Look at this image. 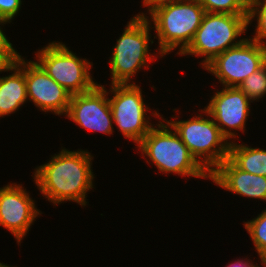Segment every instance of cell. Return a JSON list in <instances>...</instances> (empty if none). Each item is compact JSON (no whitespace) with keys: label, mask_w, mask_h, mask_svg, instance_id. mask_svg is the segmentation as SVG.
<instances>
[{"label":"cell","mask_w":266,"mask_h":267,"mask_svg":"<svg viewBox=\"0 0 266 267\" xmlns=\"http://www.w3.org/2000/svg\"><path fill=\"white\" fill-rule=\"evenodd\" d=\"M238 88L253 103L266 95V63L253 74L249 75Z\"/></svg>","instance_id":"d6986e66"},{"label":"cell","mask_w":266,"mask_h":267,"mask_svg":"<svg viewBox=\"0 0 266 267\" xmlns=\"http://www.w3.org/2000/svg\"><path fill=\"white\" fill-rule=\"evenodd\" d=\"M25 80L28 101L40 111L58 116L66 115L72 95L51 78L33 60H25Z\"/></svg>","instance_id":"4fadbf2b"},{"label":"cell","mask_w":266,"mask_h":267,"mask_svg":"<svg viewBox=\"0 0 266 267\" xmlns=\"http://www.w3.org/2000/svg\"><path fill=\"white\" fill-rule=\"evenodd\" d=\"M27 101L25 58L21 56L9 75L0 76V118L15 113Z\"/></svg>","instance_id":"9a60e30c"},{"label":"cell","mask_w":266,"mask_h":267,"mask_svg":"<svg viewBox=\"0 0 266 267\" xmlns=\"http://www.w3.org/2000/svg\"><path fill=\"white\" fill-rule=\"evenodd\" d=\"M247 19L248 26H251L254 19L257 22V25L255 24V34L249 36V38L266 46V0H250Z\"/></svg>","instance_id":"ac0fdd59"},{"label":"cell","mask_w":266,"mask_h":267,"mask_svg":"<svg viewBox=\"0 0 266 267\" xmlns=\"http://www.w3.org/2000/svg\"><path fill=\"white\" fill-rule=\"evenodd\" d=\"M0 267H16V266H12V265H7V264H4V263H1L0 262Z\"/></svg>","instance_id":"484cf974"},{"label":"cell","mask_w":266,"mask_h":267,"mask_svg":"<svg viewBox=\"0 0 266 267\" xmlns=\"http://www.w3.org/2000/svg\"><path fill=\"white\" fill-rule=\"evenodd\" d=\"M221 87L220 91L213 93L204 108L211 115L221 133L231 142L236 138L238 140V131L245 132L252 102L238 87Z\"/></svg>","instance_id":"7c38bea8"},{"label":"cell","mask_w":266,"mask_h":267,"mask_svg":"<svg viewBox=\"0 0 266 267\" xmlns=\"http://www.w3.org/2000/svg\"><path fill=\"white\" fill-rule=\"evenodd\" d=\"M22 184L8 183L0 188V226L7 229L18 246L34 221L43 214Z\"/></svg>","instance_id":"30bf717a"},{"label":"cell","mask_w":266,"mask_h":267,"mask_svg":"<svg viewBox=\"0 0 266 267\" xmlns=\"http://www.w3.org/2000/svg\"><path fill=\"white\" fill-rule=\"evenodd\" d=\"M109 86L107 94L110 96L108 100L114 125L124 138L132 140L137 146L155 125L151 123L150 116L161 119L163 115L145 104L144 94L137 84H111ZM149 111L152 112L149 113ZM148 113L150 115H147Z\"/></svg>","instance_id":"ba28073f"},{"label":"cell","mask_w":266,"mask_h":267,"mask_svg":"<svg viewBox=\"0 0 266 267\" xmlns=\"http://www.w3.org/2000/svg\"><path fill=\"white\" fill-rule=\"evenodd\" d=\"M206 12L248 14L250 0H197Z\"/></svg>","instance_id":"ffe728a7"},{"label":"cell","mask_w":266,"mask_h":267,"mask_svg":"<svg viewBox=\"0 0 266 267\" xmlns=\"http://www.w3.org/2000/svg\"><path fill=\"white\" fill-rule=\"evenodd\" d=\"M184 0H142L141 2L142 7H147V12H139L138 14H136L135 16L141 17V18H149V16L157 9L163 7V6H167V5H171L174 3H178ZM147 13L149 16H147Z\"/></svg>","instance_id":"603a6c76"},{"label":"cell","mask_w":266,"mask_h":267,"mask_svg":"<svg viewBox=\"0 0 266 267\" xmlns=\"http://www.w3.org/2000/svg\"><path fill=\"white\" fill-rule=\"evenodd\" d=\"M225 267H261L257 261L256 264L255 262L250 259L246 258H242V259H236L235 261H231V263L229 262V264ZM263 267V266H262Z\"/></svg>","instance_id":"cb8c5ba5"},{"label":"cell","mask_w":266,"mask_h":267,"mask_svg":"<svg viewBox=\"0 0 266 267\" xmlns=\"http://www.w3.org/2000/svg\"><path fill=\"white\" fill-rule=\"evenodd\" d=\"M266 63V46L251 38L216 56L203 69L219 80L223 87H238Z\"/></svg>","instance_id":"9c48e42d"},{"label":"cell","mask_w":266,"mask_h":267,"mask_svg":"<svg viewBox=\"0 0 266 267\" xmlns=\"http://www.w3.org/2000/svg\"><path fill=\"white\" fill-rule=\"evenodd\" d=\"M152 24L149 19L133 16L123 29L122 35L116 39L112 47V54L109 57L110 84L135 83L133 77L140 69H148L157 54L151 51L154 39H151ZM150 41V42H149ZM154 55V56H153Z\"/></svg>","instance_id":"3957f363"},{"label":"cell","mask_w":266,"mask_h":267,"mask_svg":"<svg viewBox=\"0 0 266 267\" xmlns=\"http://www.w3.org/2000/svg\"><path fill=\"white\" fill-rule=\"evenodd\" d=\"M205 13L197 0H184L155 10L147 19L155 29L154 39L158 40L157 57L164 58L173 50L180 55L191 43Z\"/></svg>","instance_id":"277c9868"},{"label":"cell","mask_w":266,"mask_h":267,"mask_svg":"<svg viewBox=\"0 0 266 267\" xmlns=\"http://www.w3.org/2000/svg\"><path fill=\"white\" fill-rule=\"evenodd\" d=\"M228 159L241 170L266 177V149L231 141Z\"/></svg>","instance_id":"2e32d148"},{"label":"cell","mask_w":266,"mask_h":267,"mask_svg":"<svg viewBox=\"0 0 266 267\" xmlns=\"http://www.w3.org/2000/svg\"><path fill=\"white\" fill-rule=\"evenodd\" d=\"M93 157L88 150L70 151L62 146L58 154L34 169V184L54 206L67 201L86 206V195L94 188Z\"/></svg>","instance_id":"6da1fadb"},{"label":"cell","mask_w":266,"mask_h":267,"mask_svg":"<svg viewBox=\"0 0 266 267\" xmlns=\"http://www.w3.org/2000/svg\"><path fill=\"white\" fill-rule=\"evenodd\" d=\"M5 24H7V23L2 18H0V42H2L7 37L5 32L2 30L3 29L2 27Z\"/></svg>","instance_id":"d4e9b609"},{"label":"cell","mask_w":266,"mask_h":267,"mask_svg":"<svg viewBox=\"0 0 266 267\" xmlns=\"http://www.w3.org/2000/svg\"><path fill=\"white\" fill-rule=\"evenodd\" d=\"M65 116L88 131L109 136L115 132L107 89L100 83L88 92L72 95Z\"/></svg>","instance_id":"8fae6325"},{"label":"cell","mask_w":266,"mask_h":267,"mask_svg":"<svg viewBox=\"0 0 266 267\" xmlns=\"http://www.w3.org/2000/svg\"><path fill=\"white\" fill-rule=\"evenodd\" d=\"M199 112L201 114H195L187 120H179L178 114L172 115L174 120L165 121L178 134L196 161L211 174L228 158L230 142L205 108L199 109Z\"/></svg>","instance_id":"5b68a950"},{"label":"cell","mask_w":266,"mask_h":267,"mask_svg":"<svg viewBox=\"0 0 266 267\" xmlns=\"http://www.w3.org/2000/svg\"><path fill=\"white\" fill-rule=\"evenodd\" d=\"M243 222V227L249 234L255 252L259 256L261 265H263V257L266 255V209L264 208L255 218Z\"/></svg>","instance_id":"e0dca14e"},{"label":"cell","mask_w":266,"mask_h":267,"mask_svg":"<svg viewBox=\"0 0 266 267\" xmlns=\"http://www.w3.org/2000/svg\"><path fill=\"white\" fill-rule=\"evenodd\" d=\"M22 8V0H0V18L11 24Z\"/></svg>","instance_id":"7402d4cb"},{"label":"cell","mask_w":266,"mask_h":267,"mask_svg":"<svg viewBox=\"0 0 266 267\" xmlns=\"http://www.w3.org/2000/svg\"><path fill=\"white\" fill-rule=\"evenodd\" d=\"M263 267H266V255L263 257Z\"/></svg>","instance_id":"4316f807"},{"label":"cell","mask_w":266,"mask_h":267,"mask_svg":"<svg viewBox=\"0 0 266 267\" xmlns=\"http://www.w3.org/2000/svg\"><path fill=\"white\" fill-rule=\"evenodd\" d=\"M22 56L14 48L8 37L0 42V73L11 71Z\"/></svg>","instance_id":"44dd1931"},{"label":"cell","mask_w":266,"mask_h":267,"mask_svg":"<svg viewBox=\"0 0 266 267\" xmlns=\"http://www.w3.org/2000/svg\"><path fill=\"white\" fill-rule=\"evenodd\" d=\"M210 180L233 194L266 202V177L241 170L228 158L210 174Z\"/></svg>","instance_id":"5bb4252c"},{"label":"cell","mask_w":266,"mask_h":267,"mask_svg":"<svg viewBox=\"0 0 266 267\" xmlns=\"http://www.w3.org/2000/svg\"><path fill=\"white\" fill-rule=\"evenodd\" d=\"M247 17L248 14L206 12L191 43L180 56L202 57L199 65L204 68L216 56L246 39L242 35L247 34Z\"/></svg>","instance_id":"8992f818"},{"label":"cell","mask_w":266,"mask_h":267,"mask_svg":"<svg viewBox=\"0 0 266 267\" xmlns=\"http://www.w3.org/2000/svg\"><path fill=\"white\" fill-rule=\"evenodd\" d=\"M65 44L56 40L51 41L35 52V61L71 95L92 90L98 84L93 80L90 71L93 62L78 57Z\"/></svg>","instance_id":"52a82bcc"},{"label":"cell","mask_w":266,"mask_h":267,"mask_svg":"<svg viewBox=\"0 0 266 267\" xmlns=\"http://www.w3.org/2000/svg\"><path fill=\"white\" fill-rule=\"evenodd\" d=\"M136 147L140 150L141 156L147 159L146 163L154 164L159 173H174L196 179L209 178L210 181V174L192 156L178 134L165 121L164 116Z\"/></svg>","instance_id":"7a4b0ae2"}]
</instances>
